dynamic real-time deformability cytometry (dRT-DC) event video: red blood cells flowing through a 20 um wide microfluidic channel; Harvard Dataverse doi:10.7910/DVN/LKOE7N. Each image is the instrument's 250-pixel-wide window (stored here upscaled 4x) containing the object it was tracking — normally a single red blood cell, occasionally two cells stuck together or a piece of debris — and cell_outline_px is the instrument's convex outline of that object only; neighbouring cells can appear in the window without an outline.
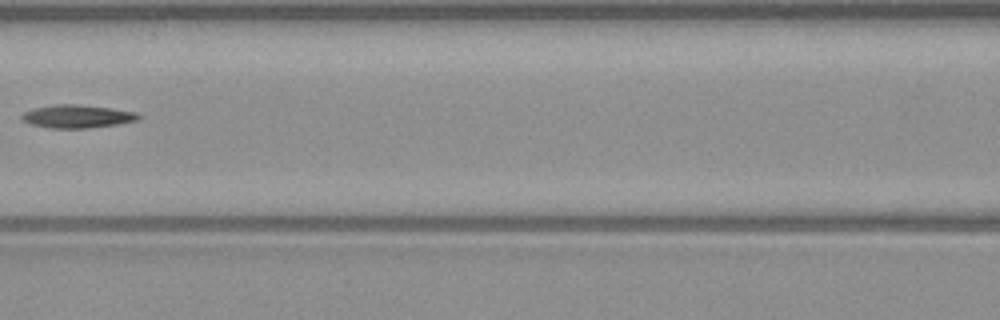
{"species": "common noctule bat (a hibernating species)", "species_latin": "Nyctalus noctula", "temperature_condition": "warm", "stored_images_in_passage": 7, "camera_frame_rate_fps": 3000, "um_per_image_px": 0.085, "animal": {"sex": "male", "body_mass_g": 23.1, "forearm_length_mm": 52.7}, "frame": {"image": 1, "passage_image": 7, "time_ms": 8.0, "image_size_px": [1000, 320], "cell_outline_px": [[140, 120], [116, 124], [88, 128], [48, 128], [32, 124], [24, 120], [20, 116], [24, 112], [32, 108], [56, 104], [76, 104], [112, 108], [136, 112], [140, 116]], "centroid_in_image_um": [6.57, 9.88], "position_along_channel_um": 160.0, "area_um2": 15.66}}